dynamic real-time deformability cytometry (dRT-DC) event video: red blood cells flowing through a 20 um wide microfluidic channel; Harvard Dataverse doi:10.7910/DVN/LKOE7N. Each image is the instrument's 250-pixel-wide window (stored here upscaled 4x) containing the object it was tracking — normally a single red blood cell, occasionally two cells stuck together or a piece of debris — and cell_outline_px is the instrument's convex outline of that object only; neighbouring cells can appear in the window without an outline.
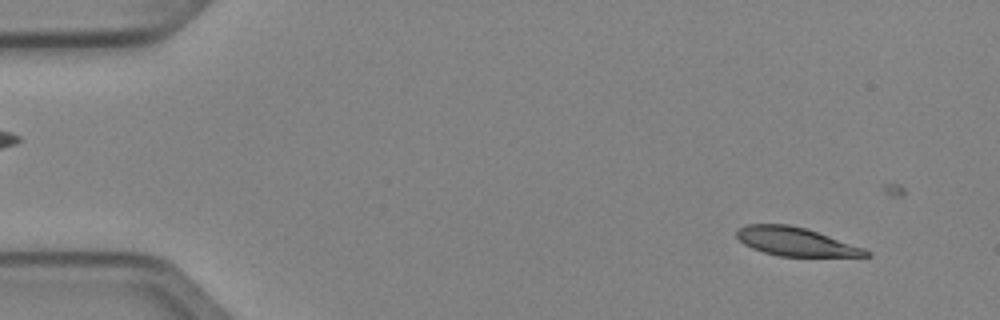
{"species": "Egyptian fruit bat (a non-hibernating species)", "species_latin": "Rousettus aegyptiacus", "temperature_condition": "cold", "stored_images_in_passage": 14, "camera_frame_rate_fps": 3000, "um_per_image_px": 0.085, "animal": {"sex": "female"}, "frame": {"image": 1, "passage_image": 4, "time_ms": 1.0, "image_size_px": [1000, 320], "cell_outline_px": [[872, 256], [780, 256], [764, 252], [752, 248], [744, 244], [736, 236], [736, 228], [748, 224], [788, 224], [804, 228], [864, 248], [872, 252]], "centroid_in_image_um": [67.6, 20.54], "position_along_channel_um": 17.4, "area_um2": 21.21}}